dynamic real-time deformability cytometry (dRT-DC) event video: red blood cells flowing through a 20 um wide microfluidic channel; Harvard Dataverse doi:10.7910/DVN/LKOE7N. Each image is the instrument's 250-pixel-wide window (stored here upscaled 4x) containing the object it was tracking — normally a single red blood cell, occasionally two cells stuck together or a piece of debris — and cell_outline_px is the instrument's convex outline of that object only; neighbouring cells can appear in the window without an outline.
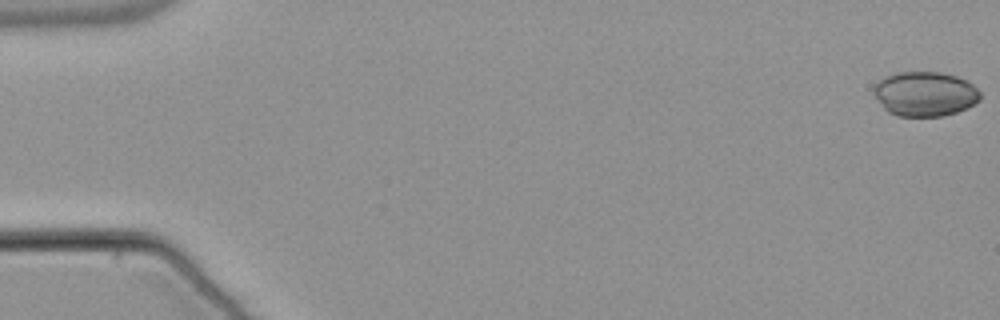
{"species": "common noctule bat (a hibernating species)", "species_latin": "Nyctalus noctula", "temperature_condition": "warm", "stored_images_in_passage": 54, "camera_frame_rate_fps": 3000, "um_per_image_px": 0.085, "animal": {"sex": "male", "body_mass_g": 21.5, "forearm_length_mm": 52.0}, "frame": {"image": 1, "passage_image": 1, "time_ms": 0.0, "image_size_px": [1000, 320], "cell_outline_px": [[980, 100], [956, 112], [944, 116], [896, 116], [888, 112], [884, 108], [872, 92], [872, 88], [884, 76], [896, 72], [940, 72], [956, 76], [968, 80], [980, 92]], "centroid_in_image_um": [78.6, 7.97], "position_along_channel_um": 6.4, "area_um2": 27.74}}
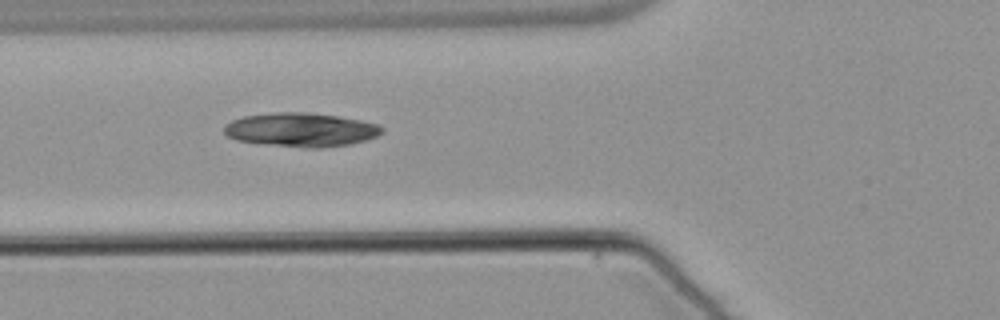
{"frame": {"image": 2, "passage_image": 21, "time_ms": 6.667, "image_size_px": [1000, 320], "cell_outline_px": [[384, 132], [376, 136], [364, 140], [348, 144], [320, 148], [308, 148], [260, 144], [236, 140], [228, 136], [224, 132], [224, 124], [232, 120], [244, 116], [272, 112], [304, 112], [336, 116], [360, 120], [376, 124], [384, 128]], "centroid_in_image_um": [25.54, 11.03], "position_along_channel_um": 100.3, "area_um2": 31.15}}
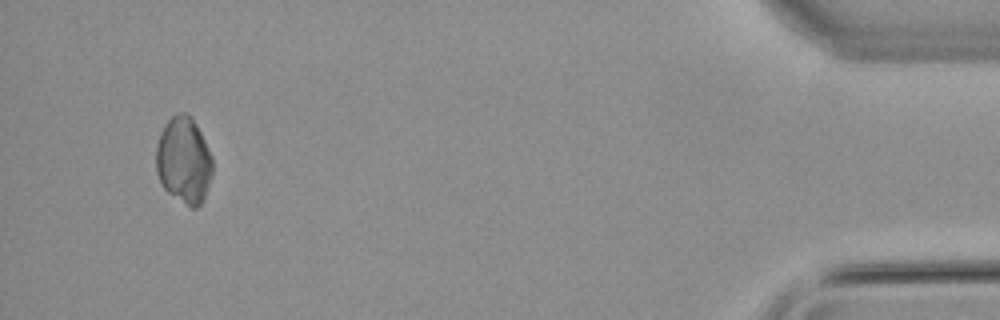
{"frame": {"image": 3, "passage_image": 52, "time_ms": 17.0, "image_size_px": [1000, 320], "cell_outline_px": [[212, 176], [204, 196], [200, 204], [196, 208], [192, 208], [168, 192], [164, 188], [156, 172], [156, 144], [160, 132], [164, 124], [176, 112], [188, 112], [196, 124], [212, 156]], "centroid_in_image_um": [15.61, 13.59], "position_along_channel_um": 419.6, "area_um2": 28.44}}